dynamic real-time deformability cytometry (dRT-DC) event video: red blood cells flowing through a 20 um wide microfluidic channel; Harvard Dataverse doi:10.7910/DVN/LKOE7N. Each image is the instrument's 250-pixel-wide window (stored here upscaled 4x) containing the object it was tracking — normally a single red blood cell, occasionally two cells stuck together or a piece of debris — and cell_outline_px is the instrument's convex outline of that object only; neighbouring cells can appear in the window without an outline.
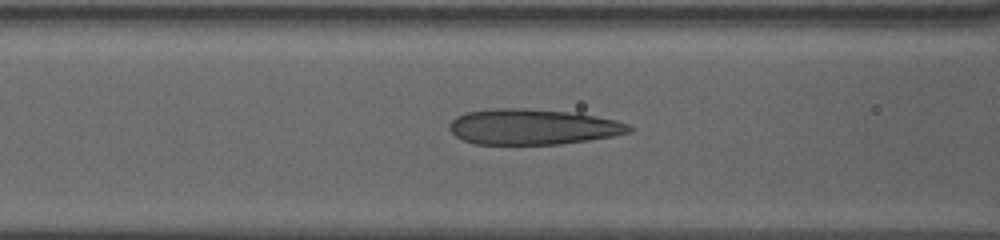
{"species": "human", "species_latin": "Homo sapiens", "temperature_condition": "warm", "stored_images_in_passage": 43, "camera_frame_rate_fps": 3000, "um_per_image_px": 0.085, "donor": {"sex": "female"}, "frame": {"image": 1, "passage_image": 14, "time_ms": 4.333, "image_size_px": [1000, 240], "cell_outline_px": [[636, 128], [632, 132], [612, 136], [588, 140], [560, 144], [472, 144], [456, 136], [448, 128], [448, 124], [456, 116], [468, 112], [496, 108], [524, 108], [576, 112], [616, 120], [628, 124]], "centroid_in_image_um": [45.31, 10.78], "position_along_channel_um": 121.3, "area_um2": 37.51}}
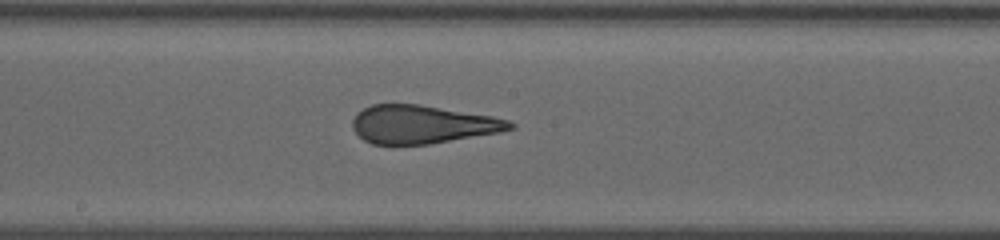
{"frame": {"image": 2, "passage_image": 22, "time_ms": 7.0, "image_size_px": [1000, 240], "cell_outline_px": [[516, 128], [500, 132], [428, 144], [372, 144], [364, 140], [352, 128], [352, 120], [356, 112], [372, 104], [420, 104], [492, 116], [508, 120], [516, 124]], "centroid_in_image_um": [35.9, 10.56], "position_along_channel_um": 212.3, "area_um2": 35.08}}
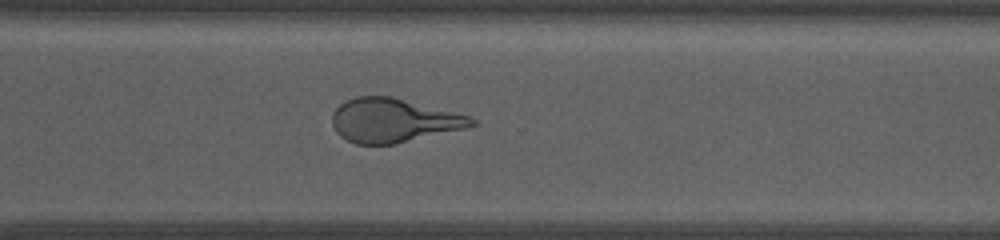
{"frame": {"image": 3, "passage_image": 33, "time_ms": 10.667, "image_size_px": [1000, 240], "cell_outline_px": [[476, 124], [464, 128], [392, 144], [356, 144], [340, 136], [336, 132], [332, 124], [332, 112], [340, 104], [356, 96], [392, 96], [472, 116], [476, 120]], "centroid_in_image_um": [33.42, 10.22], "position_along_channel_um": 337.2, "area_um2": 35.43}}